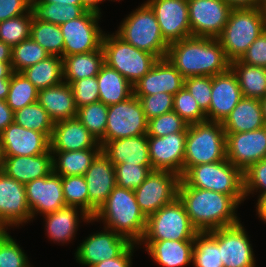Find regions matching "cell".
<instances>
[{
    "instance_id": "1",
    "label": "cell",
    "mask_w": 266,
    "mask_h": 267,
    "mask_svg": "<svg viewBox=\"0 0 266 267\" xmlns=\"http://www.w3.org/2000/svg\"><path fill=\"white\" fill-rule=\"evenodd\" d=\"M178 198L182 201L191 224L198 232H209L240 222L235 213L240 204L230 195L190 187L181 178Z\"/></svg>"
},
{
    "instance_id": "2",
    "label": "cell",
    "mask_w": 266,
    "mask_h": 267,
    "mask_svg": "<svg viewBox=\"0 0 266 267\" xmlns=\"http://www.w3.org/2000/svg\"><path fill=\"white\" fill-rule=\"evenodd\" d=\"M166 58L184 78L215 76L230 69L217 38L190 36L169 44Z\"/></svg>"
},
{
    "instance_id": "3",
    "label": "cell",
    "mask_w": 266,
    "mask_h": 267,
    "mask_svg": "<svg viewBox=\"0 0 266 267\" xmlns=\"http://www.w3.org/2000/svg\"><path fill=\"white\" fill-rule=\"evenodd\" d=\"M92 219L103 220L105 228L111 229L135 244H139L142 240L147 223V217L137 204L134 190L119 186L113 189Z\"/></svg>"
},
{
    "instance_id": "4",
    "label": "cell",
    "mask_w": 266,
    "mask_h": 267,
    "mask_svg": "<svg viewBox=\"0 0 266 267\" xmlns=\"http://www.w3.org/2000/svg\"><path fill=\"white\" fill-rule=\"evenodd\" d=\"M266 30L263 7L232 9L228 22L217 38L227 59L240 60L248 47Z\"/></svg>"
},
{
    "instance_id": "5",
    "label": "cell",
    "mask_w": 266,
    "mask_h": 267,
    "mask_svg": "<svg viewBox=\"0 0 266 267\" xmlns=\"http://www.w3.org/2000/svg\"><path fill=\"white\" fill-rule=\"evenodd\" d=\"M225 159L226 134L221 122L205 121L188 125L183 175L192 166Z\"/></svg>"
},
{
    "instance_id": "6",
    "label": "cell",
    "mask_w": 266,
    "mask_h": 267,
    "mask_svg": "<svg viewBox=\"0 0 266 267\" xmlns=\"http://www.w3.org/2000/svg\"><path fill=\"white\" fill-rule=\"evenodd\" d=\"M114 34L139 50L153 54L157 59L166 58L169 44L162 36L154 12L145 2L123 19Z\"/></svg>"
},
{
    "instance_id": "7",
    "label": "cell",
    "mask_w": 266,
    "mask_h": 267,
    "mask_svg": "<svg viewBox=\"0 0 266 267\" xmlns=\"http://www.w3.org/2000/svg\"><path fill=\"white\" fill-rule=\"evenodd\" d=\"M190 187L212 190L245 201L243 172L229 160L192 166L182 177Z\"/></svg>"
},
{
    "instance_id": "8",
    "label": "cell",
    "mask_w": 266,
    "mask_h": 267,
    "mask_svg": "<svg viewBox=\"0 0 266 267\" xmlns=\"http://www.w3.org/2000/svg\"><path fill=\"white\" fill-rule=\"evenodd\" d=\"M104 63L118 71L132 85L150 71L158 60L153 54L124 42L114 33L102 38Z\"/></svg>"
},
{
    "instance_id": "9",
    "label": "cell",
    "mask_w": 266,
    "mask_h": 267,
    "mask_svg": "<svg viewBox=\"0 0 266 267\" xmlns=\"http://www.w3.org/2000/svg\"><path fill=\"white\" fill-rule=\"evenodd\" d=\"M197 232L182 201L177 197L147 217L141 241H194Z\"/></svg>"
},
{
    "instance_id": "10",
    "label": "cell",
    "mask_w": 266,
    "mask_h": 267,
    "mask_svg": "<svg viewBox=\"0 0 266 267\" xmlns=\"http://www.w3.org/2000/svg\"><path fill=\"white\" fill-rule=\"evenodd\" d=\"M148 120L134 94L127 100L108 106L105 142L147 134Z\"/></svg>"
},
{
    "instance_id": "11",
    "label": "cell",
    "mask_w": 266,
    "mask_h": 267,
    "mask_svg": "<svg viewBox=\"0 0 266 267\" xmlns=\"http://www.w3.org/2000/svg\"><path fill=\"white\" fill-rule=\"evenodd\" d=\"M181 176L167 170H152L134 190L140 210L148 217L178 197Z\"/></svg>"
},
{
    "instance_id": "12",
    "label": "cell",
    "mask_w": 266,
    "mask_h": 267,
    "mask_svg": "<svg viewBox=\"0 0 266 267\" xmlns=\"http://www.w3.org/2000/svg\"><path fill=\"white\" fill-rule=\"evenodd\" d=\"M101 16L85 11L80 17L60 25L64 40L63 56L88 53L102 46L105 32L98 25Z\"/></svg>"
},
{
    "instance_id": "13",
    "label": "cell",
    "mask_w": 266,
    "mask_h": 267,
    "mask_svg": "<svg viewBox=\"0 0 266 267\" xmlns=\"http://www.w3.org/2000/svg\"><path fill=\"white\" fill-rule=\"evenodd\" d=\"M191 36L218 38L232 8L223 0H187Z\"/></svg>"
},
{
    "instance_id": "14",
    "label": "cell",
    "mask_w": 266,
    "mask_h": 267,
    "mask_svg": "<svg viewBox=\"0 0 266 267\" xmlns=\"http://www.w3.org/2000/svg\"><path fill=\"white\" fill-rule=\"evenodd\" d=\"M164 40L171 44L191 36L187 0H147Z\"/></svg>"
},
{
    "instance_id": "15",
    "label": "cell",
    "mask_w": 266,
    "mask_h": 267,
    "mask_svg": "<svg viewBox=\"0 0 266 267\" xmlns=\"http://www.w3.org/2000/svg\"><path fill=\"white\" fill-rule=\"evenodd\" d=\"M225 134L226 158L242 172L266 159V126L248 132Z\"/></svg>"
},
{
    "instance_id": "16",
    "label": "cell",
    "mask_w": 266,
    "mask_h": 267,
    "mask_svg": "<svg viewBox=\"0 0 266 267\" xmlns=\"http://www.w3.org/2000/svg\"><path fill=\"white\" fill-rule=\"evenodd\" d=\"M31 220L25 185L0 171V228L19 227Z\"/></svg>"
},
{
    "instance_id": "17",
    "label": "cell",
    "mask_w": 266,
    "mask_h": 267,
    "mask_svg": "<svg viewBox=\"0 0 266 267\" xmlns=\"http://www.w3.org/2000/svg\"><path fill=\"white\" fill-rule=\"evenodd\" d=\"M131 242L124 236L111 229L89 235L76 249L75 258L82 266L93 265L118 257Z\"/></svg>"
},
{
    "instance_id": "18",
    "label": "cell",
    "mask_w": 266,
    "mask_h": 267,
    "mask_svg": "<svg viewBox=\"0 0 266 267\" xmlns=\"http://www.w3.org/2000/svg\"><path fill=\"white\" fill-rule=\"evenodd\" d=\"M218 245L224 267H255L252 244L241 221L218 229Z\"/></svg>"
},
{
    "instance_id": "19",
    "label": "cell",
    "mask_w": 266,
    "mask_h": 267,
    "mask_svg": "<svg viewBox=\"0 0 266 267\" xmlns=\"http://www.w3.org/2000/svg\"><path fill=\"white\" fill-rule=\"evenodd\" d=\"M25 192L32 219L38 213L43 216L66 206L61 176L54 172L27 183Z\"/></svg>"
},
{
    "instance_id": "20",
    "label": "cell",
    "mask_w": 266,
    "mask_h": 267,
    "mask_svg": "<svg viewBox=\"0 0 266 267\" xmlns=\"http://www.w3.org/2000/svg\"><path fill=\"white\" fill-rule=\"evenodd\" d=\"M187 132L163 137L148 136L149 158L153 170H167L183 176Z\"/></svg>"
},
{
    "instance_id": "21",
    "label": "cell",
    "mask_w": 266,
    "mask_h": 267,
    "mask_svg": "<svg viewBox=\"0 0 266 267\" xmlns=\"http://www.w3.org/2000/svg\"><path fill=\"white\" fill-rule=\"evenodd\" d=\"M84 177L89 196V215L93 217L117 186L114 164L100 152Z\"/></svg>"
},
{
    "instance_id": "22",
    "label": "cell",
    "mask_w": 266,
    "mask_h": 267,
    "mask_svg": "<svg viewBox=\"0 0 266 267\" xmlns=\"http://www.w3.org/2000/svg\"><path fill=\"white\" fill-rule=\"evenodd\" d=\"M4 156H33L50 150V139L41 132L26 129L15 122L1 133Z\"/></svg>"
},
{
    "instance_id": "23",
    "label": "cell",
    "mask_w": 266,
    "mask_h": 267,
    "mask_svg": "<svg viewBox=\"0 0 266 267\" xmlns=\"http://www.w3.org/2000/svg\"><path fill=\"white\" fill-rule=\"evenodd\" d=\"M243 98L236 75L231 69L212 76L211 102L207 121L223 122Z\"/></svg>"
},
{
    "instance_id": "24",
    "label": "cell",
    "mask_w": 266,
    "mask_h": 267,
    "mask_svg": "<svg viewBox=\"0 0 266 267\" xmlns=\"http://www.w3.org/2000/svg\"><path fill=\"white\" fill-rule=\"evenodd\" d=\"M184 80L167 58L158 59L150 71L133 85V94L153 95L165 92L175 95L184 87Z\"/></svg>"
},
{
    "instance_id": "25",
    "label": "cell",
    "mask_w": 266,
    "mask_h": 267,
    "mask_svg": "<svg viewBox=\"0 0 266 267\" xmlns=\"http://www.w3.org/2000/svg\"><path fill=\"white\" fill-rule=\"evenodd\" d=\"M91 148H101V145L77 118L54 123L50 138L51 151H79Z\"/></svg>"
},
{
    "instance_id": "26",
    "label": "cell",
    "mask_w": 266,
    "mask_h": 267,
    "mask_svg": "<svg viewBox=\"0 0 266 267\" xmlns=\"http://www.w3.org/2000/svg\"><path fill=\"white\" fill-rule=\"evenodd\" d=\"M101 152L114 164L152 166L147 134L102 142Z\"/></svg>"
},
{
    "instance_id": "27",
    "label": "cell",
    "mask_w": 266,
    "mask_h": 267,
    "mask_svg": "<svg viewBox=\"0 0 266 267\" xmlns=\"http://www.w3.org/2000/svg\"><path fill=\"white\" fill-rule=\"evenodd\" d=\"M2 171L8 177L26 185L53 172V155L49 150L33 156H4Z\"/></svg>"
},
{
    "instance_id": "28",
    "label": "cell",
    "mask_w": 266,
    "mask_h": 267,
    "mask_svg": "<svg viewBox=\"0 0 266 267\" xmlns=\"http://www.w3.org/2000/svg\"><path fill=\"white\" fill-rule=\"evenodd\" d=\"M43 218L46 222V234L50 241L63 244L74 239L80 220L87 223L95 222L89 214L75 206H65L55 212L45 214Z\"/></svg>"
},
{
    "instance_id": "29",
    "label": "cell",
    "mask_w": 266,
    "mask_h": 267,
    "mask_svg": "<svg viewBox=\"0 0 266 267\" xmlns=\"http://www.w3.org/2000/svg\"><path fill=\"white\" fill-rule=\"evenodd\" d=\"M148 255L161 267H184L192 262L194 241H140Z\"/></svg>"
},
{
    "instance_id": "30",
    "label": "cell",
    "mask_w": 266,
    "mask_h": 267,
    "mask_svg": "<svg viewBox=\"0 0 266 267\" xmlns=\"http://www.w3.org/2000/svg\"><path fill=\"white\" fill-rule=\"evenodd\" d=\"M37 102L47 111L54 123L76 118L77 107L70 84L62 82L38 91Z\"/></svg>"
},
{
    "instance_id": "31",
    "label": "cell",
    "mask_w": 266,
    "mask_h": 267,
    "mask_svg": "<svg viewBox=\"0 0 266 267\" xmlns=\"http://www.w3.org/2000/svg\"><path fill=\"white\" fill-rule=\"evenodd\" d=\"M225 133L253 131L265 125L259 99L243 97L222 122Z\"/></svg>"
},
{
    "instance_id": "32",
    "label": "cell",
    "mask_w": 266,
    "mask_h": 267,
    "mask_svg": "<svg viewBox=\"0 0 266 267\" xmlns=\"http://www.w3.org/2000/svg\"><path fill=\"white\" fill-rule=\"evenodd\" d=\"M97 77L99 101L110 106L127 100L133 95V85L118 71L103 64Z\"/></svg>"
},
{
    "instance_id": "33",
    "label": "cell",
    "mask_w": 266,
    "mask_h": 267,
    "mask_svg": "<svg viewBox=\"0 0 266 267\" xmlns=\"http://www.w3.org/2000/svg\"><path fill=\"white\" fill-rule=\"evenodd\" d=\"M63 80L67 84L87 77L97 76L104 64L102 46L88 53L63 56Z\"/></svg>"
},
{
    "instance_id": "34",
    "label": "cell",
    "mask_w": 266,
    "mask_h": 267,
    "mask_svg": "<svg viewBox=\"0 0 266 267\" xmlns=\"http://www.w3.org/2000/svg\"><path fill=\"white\" fill-rule=\"evenodd\" d=\"M100 152L101 148L79 151H51L53 155V172L60 176H84L92 161Z\"/></svg>"
},
{
    "instance_id": "35",
    "label": "cell",
    "mask_w": 266,
    "mask_h": 267,
    "mask_svg": "<svg viewBox=\"0 0 266 267\" xmlns=\"http://www.w3.org/2000/svg\"><path fill=\"white\" fill-rule=\"evenodd\" d=\"M230 69L236 75L243 97L263 99L266 96V68L230 62Z\"/></svg>"
},
{
    "instance_id": "36",
    "label": "cell",
    "mask_w": 266,
    "mask_h": 267,
    "mask_svg": "<svg viewBox=\"0 0 266 267\" xmlns=\"http://www.w3.org/2000/svg\"><path fill=\"white\" fill-rule=\"evenodd\" d=\"M38 89L42 90L62 83L63 58L50 55L46 59L21 72Z\"/></svg>"
},
{
    "instance_id": "37",
    "label": "cell",
    "mask_w": 266,
    "mask_h": 267,
    "mask_svg": "<svg viewBox=\"0 0 266 267\" xmlns=\"http://www.w3.org/2000/svg\"><path fill=\"white\" fill-rule=\"evenodd\" d=\"M194 267H224L218 245V229L197 232L194 238Z\"/></svg>"
},
{
    "instance_id": "38",
    "label": "cell",
    "mask_w": 266,
    "mask_h": 267,
    "mask_svg": "<svg viewBox=\"0 0 266 267\" xmlns=\"http://www.w3.org/2000/svg\"><path fill=\"white\" fill-rule=\"evenodd\" d=\"M30 11L34 20L60 26L80 17L86 10L81 5L37 3L35 0H31Z\"/></svg>"
},
{
    "instance_id": "39",
    "label": "cell",
    "mask_w": 266,
    "mask_h": 267,
    "mask_svg": "<svg viewBox=\"0 0 266 267\" xmlns=\"http://www.w3.org/2000/svg\"><path fill=\"white\" fill-rule=\"evenodd\" d=\"M30 38L37 42L50 55L63 57L64 40L59 25L33 19Z\"/></svg>"
},
{
    "instance_id": "40",
    "label": "cell",
    "mask_w": 266,
    "mask_h": 267,
    "mask_svg": "<svg viewBox=\"0 0 266 267\" xmlns=\"http://www.w3.org/2000/svg\"><path fill=\"white\" fill-rule=\"evenodd\" d=\"M14 122L26 129L52 136L54 122L47 111L38 103H32L14 112Z\"/></svg>"
},
{
    "instance_id": "41",
    "label": "cell",
    "mask_w": 266,
    "mask_h": 267,
    "mask_svg": "<svg viewBox=\"0 0 266 267\" xmlns=\"http://www.w3.org/2000/svg\"><path fill=\"white\" fill-rule=\"evenodd\" d=\"M108 106L97 101L77 109L76 118L101 144L105 142Z\"/></svg>"
},
{
    "instance_id": "42",
    "label": "cell",
    "mask_w": 266,
    "mask_h": 267,
    "mask_svg": "<svg viewBox=\"0 0 266 267\" xmlns=\"http://www.w3.org/2000/svg\"><path fill=\"white\" fill-rule=\"evenodd\" d=\"M38 89L21 72H13L10 77V89L6 103L15 112L37 102Z\"/></svg>"
},
{
    "instance_id": "43",
    "label": "cell",
    "mask_w": 266,
    "mask_h": 267,
    "mask_svg": "<svg viewBox=\"0 0 266 267\" xmlns=\"http://www.w3.org/2000/svg\"><path fill=\"white\" fill-rule=\"evenodd\" d=\"M50 54L31 38L12 47L11 69L22 72L26 68L46 59Z\"/></svg>"
},
{
    "instance_id": "44",
    "label": "cell",
    "mask_w": 266,
    "mask_h": 267,
    "mask_svg": "<svg viewBox=\"0 0 266 267\" xmlns=\"http://www.w3.org/2000/svg\"><path fill=\"white\" fill-rule=\"evenodd\" d=\"M33 17L31 11L0 22V41L13 47L30 38Z\"/></svg>"
},
{
    "instance_id": "45",
    "label": "cell",
    "mask_w": 266,
    "mask_h": 267,
    "mask_svg": "<svg viewBox=\"0 0 266 267\" xmlns=\"http://www.w3.org/2000/svg\"><path fill=\"white\" fill-rule=\"evenodd\" d=\"M66 206H75L89 214V196L85 177L82 175L61 176Z\"/></svg>"
},
{
    "instance_id": "46",
    "label": "cell",
    "mask_w": 266,
    "mask_h": 267,
    "mask_svg": "<svg viewBox=\"0 0 266 267\" xmlns=\"http://www.w3.org/2000/svg\"><path fill=\"white\" fill-rule=\"evenodd\" d=\"M173 111L188 125L207 121L206 114L200 109L194 97L185 87L174 95Z\"/></svg>"
},
{
    "instance_id": "47",
    "label": "cell",
    "mask_w": 266,
    "mask_h": 267,
    "mask_svg": "<svg viewBox=\"0 0 266 267\" xmlns=\"http://www.w3.org/2000/svg\"><path fill=\"white\" fill-rule=\"evenodd\" d=\"M0 267H31L26 253L7 230L0 233Z\"/></svg>"
},
{
    "instance_id": "48",
    "label": "cell",
    "mask_w": 266,
    "mask_h": 267,
    "mask_svg": "<svg viewBox=\"0 0 266 267\" xmlns=\"http://www.w3.org/2000/svg\"><path fill=\"white\" fill-rule=\"evenodd\" d=\"M114 169L116 185L129 190L137 189L153 170L152 166L128 163L114 165Z\"/></svg>"
},
{
    "instance_id": "49",
    "label": "cell",
    "mask_w": 266,
    "mask_h": 267,
    "mask_svg": "<svg viewBox=\"0 0 266 267\" xmlns=\"http://www.w3.org/2000/svg\"><path fill=\"white\" fill-rule=\"evenodd\" d=\"M188 124L173 110L148 120L147 136L163 137L187 132Z\"/></svg>"
},
{
    "instance_id": "50",
    "label": "cell",
    "mask_w": 266,
    "mask_h": 267,
    "mask_svg": "<svg viewBox=\"0 0 266 267\" xmlns=\"http://www.w3.org/2000/svg\"><path fill=\"white\" fill-rule=\"evenodd\" d=\"M245 199L254 192H259L257 202L266 196V159L252 164L243 172ZM259 189V191H258Z\"/></svg>"
},
{
    "instance_id": "51",
    "label": "cell",
    "mask_w": 266,
    "mask_h": 267,
    "mask_svg": "<svg viewBox=\"0 0 266 267\" xmlns=\"http://www.w3.org/2000/svg\"><path fill=\"white\" fill-rule=\"evenodd\" d=\"M184 87L196 100L200 109L206 114L211 102L212 76H192L185 78Z\"/></svg>"
},
{
    "instance_id": "52",
    "label": "cell",
    "mask_w": 266,
    "mask_h": 267,
    "mask_svg": "<svg viewBox=\"0 0 266 267\" xmlns=\"http://www.w3.org/2000/svg\"><path fill=\"white\" fill-rule=\"evenodd\" d=\"M139 98L147 120L173 110L174 95L158 92L153 95H135Z\"/></svg>"
},
{
    "instance_id": "53",
    "label": "cell",
    "mask_w": 266,
    "mask_h": 267,
    "mask_svg": "<svg viewBox=\"0 0 266 267\" xmlns=\"http://www.w3.org/2000/svg\"><path fill=\"white\" fill-rule=\"evenodd\" d=\"M78 108L99 101L97 77H87L70 83Z\"/></svg>"
},
{
    "instance_id": "54",
    "label": "cell",
    "mask_w": 266,
    "mask_h": 267,
    "mask_svg": "<svg viewBox=\"0 0 266 267\" xmlns=\"http://www.w3.org/2000/svg\"><path fill=\"white\" fill-rule=\"evenodd\" d=\"M240 61L244 64L266 68V30L248 47Z\"/></svg>"
},
{
    "instance_id": "55",
    "label": "cell",
    "mask_w": 266,
    "mask_h": 267,
    "mask_svg": "<svg viewBox=\"0 0 266 267\" xmlns=\"http://www.w3.org/2000/svg\"><path fill=\"white\" fill-rule=\"evenodd\" d=\"M31 0H0V22L30 11Z\"/></svg>"
},
{
    "instance_id": "56",
    "label": "cell",
    "mask_w": 266,
    "mask_h": 267,
    "mask_svg": "<svg viewBox=\"0 0 266 267\" xmlns=\"http://www.w3.org/2000/svg\"><path fill=\"white\" fill-rule=\"evenodd\" d=\"M139 244L131 243L118 257L99 262L92 267H132V259L135 247Z\"/></svg>"
},
{
    "instance_id": "57",
    "label": "cell",
    "mask_w": 266,
    "mask_h": 267,
    "mask_svg": "<svg viewBox=\"0 0 266 267\" xmlns=\"http://www.w3.org/2000/svg\"><path fill=\"white\" fill-rule=\"evenodd\" d=\"M14 122V111L8 106L6 100H0V133Z\"/></svg>"
},
{
    "instance_id": "58",
    "label": "cell",
    "mask_w": 266,
    "mask_h": 267,
    "mask_svg": "<svg viewBox=\"0 0 266 267\" xmlns=\"http://www.w3.org/2000/svg\"><path fill=\"white\" fill-rule=\"evenodd\" d=\"M232 9L262 7L261 0H223Z\"/></svg>"
},
{
    "instance_id": "59",
    "label": "cell",
    "mask_w": 266,
    "mask_h": 267,
    "mask_svg": "<svg viewBox=\"0 0 266 267\" xmlns=\"http://www.w3.org/2000/svg\"><path fill=\"white\" fill-rule=\"evenodd\" d=\"M105 0H81V6L86 10L90 12L97 13L101 15V9L99 8V3L103 2ZM110 1V0H109Z\"/></svg>"
},
{
    "instance_id": "60",
    "label": "cell",
    "mask_w": 266,
    "mask_h": 267,
    "mask_svg": "<svg viewBox=\"0 0 266 267\" xmlns=\"http://www.w3.org/2000/svg\"><path fill=\"white\" fill-rule=\"evenodd\" d=\"M12 47L0 41V62L11 63Z\"/></svg>"
},
{
    "instance_id": "61",
    "label": "cell",
    "mask_w": 266,
    "mask_h": 267,
    "mask_svg": "<svg viewBox=\"0 0 266 267\" xmlns=\"http://www.w3.org/2000/svg\"><path fill=\"white\" fill-rule=\"evenodd\" d=\"M256 213L258 217L266 223V196H263L257 203H256Z\"/></svg>"
},
{
    "instance_id": "62",
    "label": "cell",
    "mask_w": 266,
    "mask_h": 267,
    "mask_svg": "<svg viewBox=\"0 0 266 267\" xmlns=\"http://www.w3.org/2000/svg\"><path fill=\"white\" fill-rule=\"evenodd\" d=\"M10 89V79H0V100H6Z\"/></svg>"
},
{
    "instance_id": "63",
    "label": "cell",
    "mask_w": 266,
    "mask_h": 267,
    "mask_svg": "<svg viewBox=\"0 0 266 267\" xmlns=\"http://www.w3.org/2000/svg\"><path fill=\"white\" fill-rule=\"evenodd\" d=\"M12 73L11 63L0 62V79H10Z\"/></svg>"
},
{
    "instance_id": "64",
    "label": "cell",
    "mask_w": 266,
    "mask_h": 267,
    "mask_svg": "<svg viewBox=\"0 0 266 267\" xmlns=\"http://www.w3.org/2000/svg\"><path fill=\"white\" fill-rule=\"evenodd\" d=\"M37 3H54L60 5H81V0H35Z\"/></svg>"
},
{
    "instance_id": "65",
    "label": "cell",
    "mask_w": 266,
    "mask_h": 267,
    "mask_svg": "<svg viewBox=\"0 0 266 267\" xmlns=\"http://www.w3.org/2000/svg\"><path fill=\"white\" fill-rule=\"evenodd\" d=\"M260 103L262 107L263 119L266 125V96L260 100Z\"/></svg>"
},
{
    "instance_id": "66",
    "label": "cell",
    "mask_w": 266,
    "mask_h": 267,
    "mask_svg": "<svg viewBox=\"0 0 266 267\" xmlns=\"http://www.w3.org/2000/svg\"><path fill=\"white\" fill-rule=\"evenodd\" d=\"M3 164H4V154H3L2 143L0 140V171H2Z\"/></svg>"
},
{
    "instance_id": "67",
    "label": "cell",
    "mask_w": 266,
    "mask_h": 267,
    "mask_svg": "<svg viewBox=\"0 0 266 267\" xmlns=\"http://www.w3.org/2000/svg\"><path fill=\"white\" fill-rule=\"evenodd\" d=\"M261 5L264 9H266V0H261Z\"/></svg>"
}]
</instances>
